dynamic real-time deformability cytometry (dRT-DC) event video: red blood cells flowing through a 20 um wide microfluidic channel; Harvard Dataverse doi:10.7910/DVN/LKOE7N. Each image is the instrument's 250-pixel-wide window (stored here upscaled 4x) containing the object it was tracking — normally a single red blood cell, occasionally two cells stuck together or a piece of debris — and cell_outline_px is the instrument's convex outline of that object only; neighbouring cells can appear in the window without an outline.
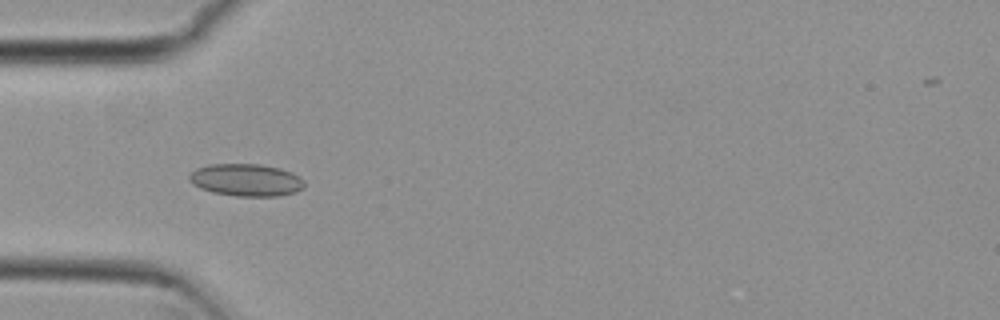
{"species": "common noctule bat (a hibernating species)", "species_latin": "Nyctalus noctula", "temperature_condition": "cold", "stored_images_in_passage": 39, "camera_frame_rate_fps": 3000, "um_per_image_px": 0.085, "animal": {"sex": "female", "body_mass_g": 29.2, "forearm_length_mm": 56.3}, "frame": {"image": 1, "passage_image": 2, "time_ms": 0.333, "image_size_px": [1000, 320], "cell_outline_px": [[304, 188], [296, 192], [280, 196], [236, 196], [212, 192], [200, 188], [192, 184], [188, 180], [188, 176], [196, 168], [208, 164], [260, 164], [280, 168], [292, 172], [304, 180]], "centroid_in_image_um": [20.92, 15.3], "position_along_channel_um": 64.1, "area_um2": 21.91}}
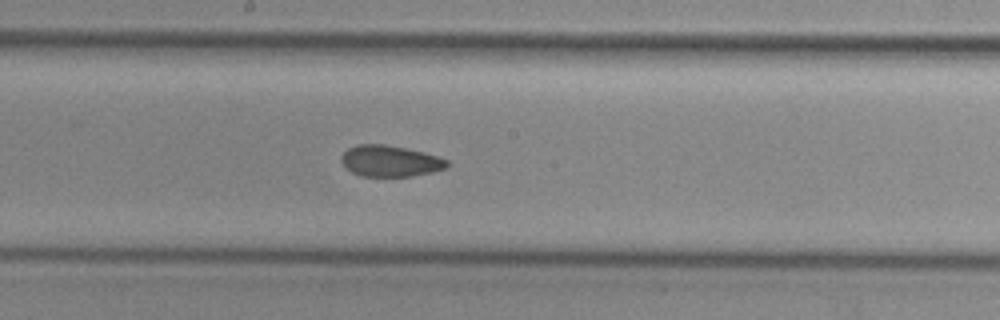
{"frame": {"image": 2, "passage_image": 14, "time_ms": 4.333, "image_size_px": [1000, 320], "cell_outline_px": [[448, 168], [432, 172], [412, 176], [360, 176], [352, 172], [340, 160], [340, 156], [348, 148], [356, 144], [384, 144], [424, 152], [448, 160]], "centroid_in_image_um": [33.16, 13.68], "position_along_channel_um": 215.0, "area_um2": 19.19}}
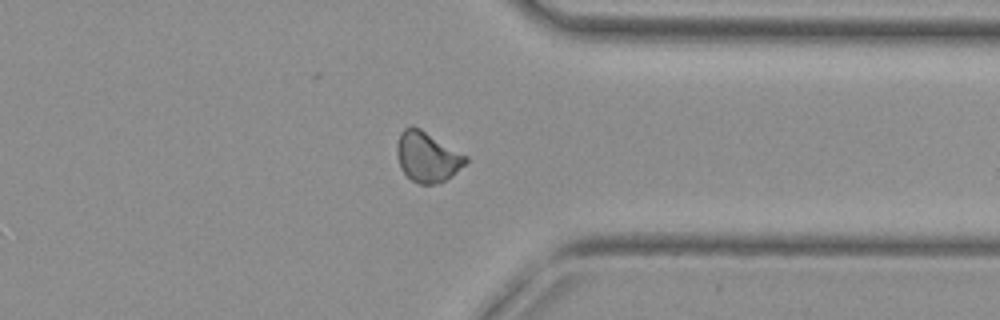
{"frame": {"image": 3, "passage_image": 27, "time_ms": 8.667, "image_size_px": [1000, 320], "cell_outline_px": [[468, 160], [452, 176], [436, 184], [420, 184], [412, 180], [400, 168], [396, 152], [396, 144], [400, 132], [404, 128], [412, 124], [420, 128], [468, 156]], "centroid_in_image_um": [36.29, 13.31], "position_along_channel_um": 375.1, "area_um2": 20.17}, "authors_computed_cell_mechanics": {"area_um2": 19.7098, "velocity_mm_per_s": 3.7965, "shape_relaxation_time_tau1_ms": null, "shape_relaxation_time_tau2_ms": 2.2389, "deformation_change_tau1": null, "deformation_change_tau2": 0.0615}}